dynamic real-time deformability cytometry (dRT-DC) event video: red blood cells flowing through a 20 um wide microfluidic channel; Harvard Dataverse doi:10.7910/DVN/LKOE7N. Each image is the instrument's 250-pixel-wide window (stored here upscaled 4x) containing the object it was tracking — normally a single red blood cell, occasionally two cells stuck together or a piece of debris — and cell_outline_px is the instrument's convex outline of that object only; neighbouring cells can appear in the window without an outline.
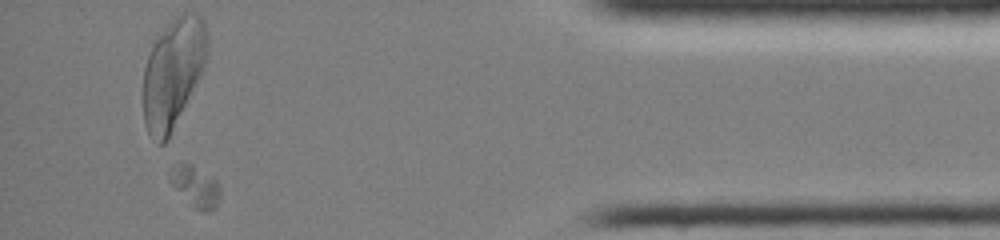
{"species": "common noctule bat (a hibernating species)", "species_latin": "Nyctalus noctula", "temperature_condition": "room temperature", "stored_images_in_passage": 44, "segment_of_instrument_passage": [2, 2], "camera_frame_rate_fps": 3000, "um_per_image_px": 0.085, "animal": {"sex": "female", "body_mass_g": 19.0, "forearm_length_mm": 51.5}, "frame": {"image": 1, "passage_image": 42, "time_ms": 13.667, "image_size_px": [1000, 240], "cell_outline_px": [[220, 196], [216, 208], [212, 212], [204, 212], [196, 208], [172, 184], [168, 172], [172, 164], [192, 164], [216, 180], [220, 188]], "centroid_in_image_um": [16.64, 15.84], "position_along_channel_um": 418.6, "area_um2": 11.73}}